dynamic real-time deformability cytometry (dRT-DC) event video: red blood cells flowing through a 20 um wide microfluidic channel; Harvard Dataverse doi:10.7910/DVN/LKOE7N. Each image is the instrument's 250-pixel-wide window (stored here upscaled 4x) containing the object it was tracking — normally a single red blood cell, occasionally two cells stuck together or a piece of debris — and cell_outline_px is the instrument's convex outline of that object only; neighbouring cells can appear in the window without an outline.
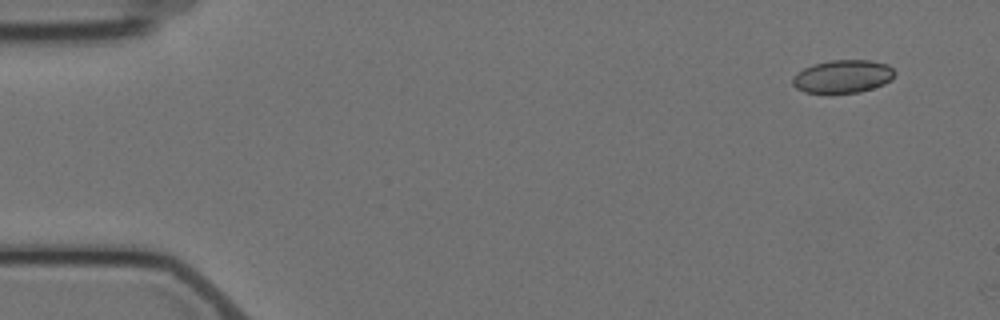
{"species": "Egyptian fruit bat (a non-hibernating species)", "species_latin": "Rousettus aegyptiacus", "temperature_condition": "cold", "stored_images_in_passage": 2, "camera_frame_rate_fps": 3000, "um_per_image_px": 0.085, "animal": {"sex": "female"}, "frame": {"image": 1, "passage_image": 1, "time_ms": 0.0, "image_size_px": [1000, 320], "cell_outline_px": [[896, 72], [892, 80], [884, 84], [860, 92], [804, 92], [796, 88], [792, 84], [792, 76], [796, 72], [812, 64], [832, 60], [868, 60], [888, 64]], "centroid_in_image_um": [71.63, 6.48], "position_along_channel_um": 13.4, "area_um2": 19.65}}